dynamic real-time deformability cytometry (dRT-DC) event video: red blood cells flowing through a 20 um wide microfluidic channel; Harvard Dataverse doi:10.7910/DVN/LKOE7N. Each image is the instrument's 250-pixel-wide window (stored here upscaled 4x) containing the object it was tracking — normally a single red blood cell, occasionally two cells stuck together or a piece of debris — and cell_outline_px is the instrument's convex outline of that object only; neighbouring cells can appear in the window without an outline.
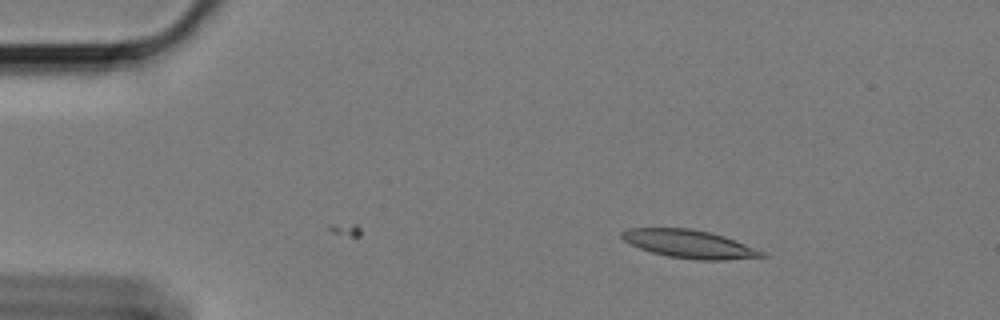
{"species": "Egyptian fruit bat (a non-hibernating species)", "species_latin": "Rousettus aegyptiacus", "temperature_condition": "cold", "stored_images_in_passage": 8, "camera_frame_rate_fps": 3000, "um_per_image_px": 0.085, "animal": {"sex": "female"}, "frame": {"image": 1, "passage_image": 8, "time_ms": 2.333, "image_size_px": [1000, 320], "cell_outline_px": [[768, 256], [724, 260], [696, 260], [668, 256], [652, 252], [640, 248], [624, 240], [620, 236], [620, 232], [628, 228], [692, 228], [712, 232], [724, 236], [764, 252]], "centroid_in_image_um": [58.57, 20.73], "position_along_channel_um": 26.4, "area_um2": 22.83}}